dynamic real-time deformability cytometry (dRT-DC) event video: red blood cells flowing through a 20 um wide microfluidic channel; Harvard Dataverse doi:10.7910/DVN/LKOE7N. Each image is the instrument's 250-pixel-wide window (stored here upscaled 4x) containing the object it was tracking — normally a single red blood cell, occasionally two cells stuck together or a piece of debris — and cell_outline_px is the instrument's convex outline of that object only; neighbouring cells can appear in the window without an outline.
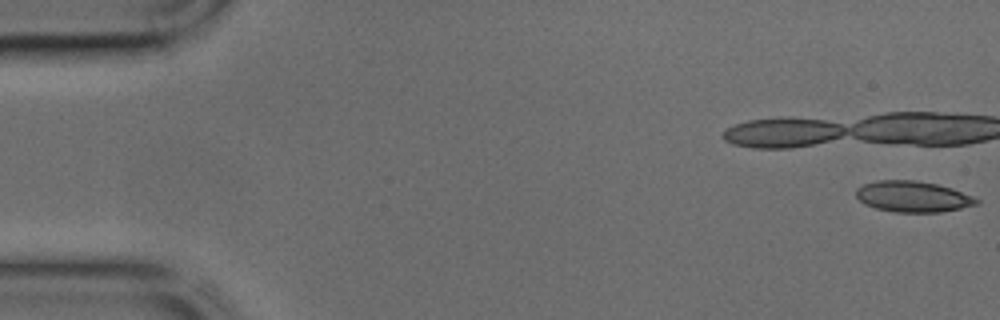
{"species": "common noctule bat (a hibernating species)", "species_latin": "Nyctalus noctula", "temperature_condition": "cold", "stored_images_in_passage": 26, "camera_frame_rate_fps": 3000, "um_per_image_px": 0.085, "animal": {"sex": "male", "body_mass_g": 17.9, "forearm_length_mm": 54.2}, "frame": {"image": 1, "passage_image": 1, "time_ms": 0.0, "image_size_px": [1000, 320], "cell_outline_px": [[980, 204], [940, 212], [896, 212], [876, 208], [864, 204], [856, 196], [856, 188], [864, 184], [876, 180], [916, 180], [936, 184], [952, 188], [972, 196], [980, 200]], "centroid_in_image_um": [77.59, 16.7], "position_along_channel_um": 7.4, "area_um2": 21.73}}
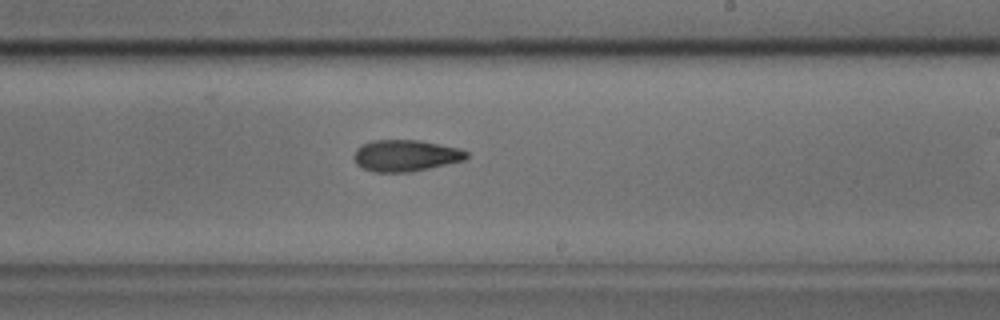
{"frame": {"image": 2, "passage_image": 22, "time_ms": 7.0, "image_size_px": [1000, 320], "cell_outline_px": [[468, 156], [464, 160], [428, 168], [408, 172], [376, 172], [364, 168], [356, 164], [352, 156], [356, 148], [360, 144], [372, 140], [420, 140], [460, 148], [468, 152]], "centroid_in_image_um": [34.44, 13.21], "position_along_channel_um": 254.6, "area_um2": 20.75}}